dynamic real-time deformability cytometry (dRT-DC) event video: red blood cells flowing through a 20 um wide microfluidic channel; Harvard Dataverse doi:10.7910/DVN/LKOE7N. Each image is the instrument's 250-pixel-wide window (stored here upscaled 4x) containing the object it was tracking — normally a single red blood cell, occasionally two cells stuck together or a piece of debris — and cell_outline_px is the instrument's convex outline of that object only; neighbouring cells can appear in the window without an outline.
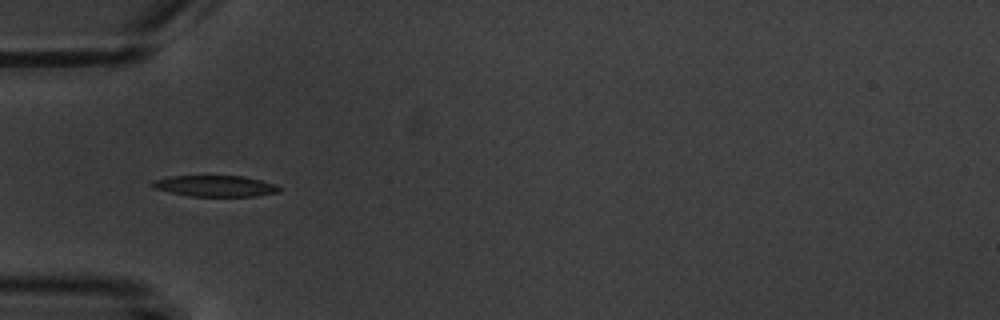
{"species": "common noctule bat (a hibernating species)", "species_latin": "Nyctalus noctula", "temperature_condition": "warm", "stored_images_in_passage": 13, "camera_frame_rate_fps": 3000, "um_per_image_px": 0.085, "animal": {"sex": "male", "body_mass_g": 20.1, "forearm_length_mm": 53.5}, "frame": {"image": 1, "passage_image": 4, "time_ms": 5.667, "image_size_px": [1000, 320], "cell_outline_px": [[280, 192], [256, 196], [192, 196], [152, 188], [148, 184], [152, 180], [168, 176], [244, 176], [276, 184], [280, 188]], "centroid_in_image_um": [18.26, 15.8], "position_along_channel_um": 66.7, "area_um2": 15.66}}
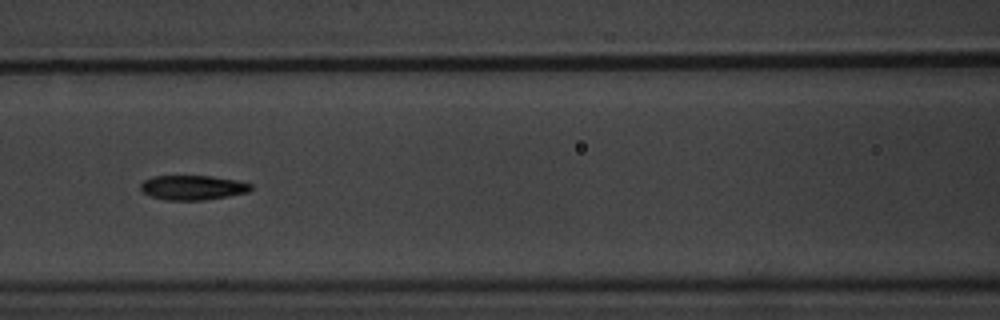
{"frame": {"image": 2, "passage_image": 6, "time_ms": 8.0, "image_size_px": [1000, 320], "cell_outline_px": [[252, 188], [248, 192], [228, 196], [204, 200], [164, 200], [148, 196], [140, 192], [140, 184], [144, 180], [152, 176], [212, 176], [236, 180], [252, 184]], "centroid_in_image_um": [16.32, 15.95], "position_along_channel_um": 150.3, "area_um2": 16.01}, "authors_computed_cell_mechanics": {"area_um2": 16.7042, "velocity_mm_per_s": 3.5806, "shape_relaxation_time_tau1_ms": 6.6667, "shape_relaxation_time_tau2_ms": 2.2224, "deformation_change_tau1": 0.2043, "deformation_change_tau2": 0.0854}}